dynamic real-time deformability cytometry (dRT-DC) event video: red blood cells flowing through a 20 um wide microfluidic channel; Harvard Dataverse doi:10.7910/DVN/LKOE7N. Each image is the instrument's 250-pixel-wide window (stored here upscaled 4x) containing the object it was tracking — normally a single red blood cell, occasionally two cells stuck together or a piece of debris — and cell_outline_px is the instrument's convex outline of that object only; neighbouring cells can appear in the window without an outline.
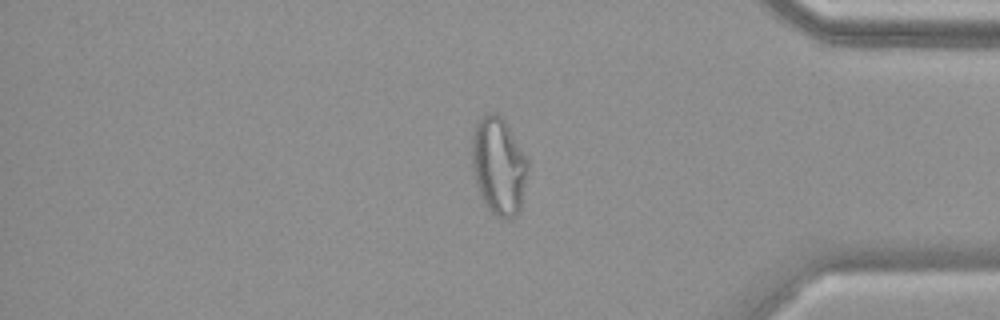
{"species": "common noctule bat (a hibernating species)", "species_latin": "Nyctalus noctula", "temperature_condition": "warm", "stored_images_in_passage": 54, "camera_frame_rate_fps": 3000, "um_per_image_px": 0.085, "animal": {"sex": "female", "body_mass_g": 19.9}, "frame": {"image": 1, "passage_image": 46, "time_ms": 15.0, "image_size_px": [1000, 320], "cell_outline_px": [[528, 168], [520, 208], [516, 216], [512, 220], [504, 220], [496, 216], [484, 204], [480, 196], [476, 184], [472, 168], [472, 132], [480, 116], [484, 112], [492, 112], [500, 116], [504, 120], [528, 156]], "centroid_in_image_um": [42.38, 14.1], "position_along_channel_um": 392.8, "area_um2": 32.31}}